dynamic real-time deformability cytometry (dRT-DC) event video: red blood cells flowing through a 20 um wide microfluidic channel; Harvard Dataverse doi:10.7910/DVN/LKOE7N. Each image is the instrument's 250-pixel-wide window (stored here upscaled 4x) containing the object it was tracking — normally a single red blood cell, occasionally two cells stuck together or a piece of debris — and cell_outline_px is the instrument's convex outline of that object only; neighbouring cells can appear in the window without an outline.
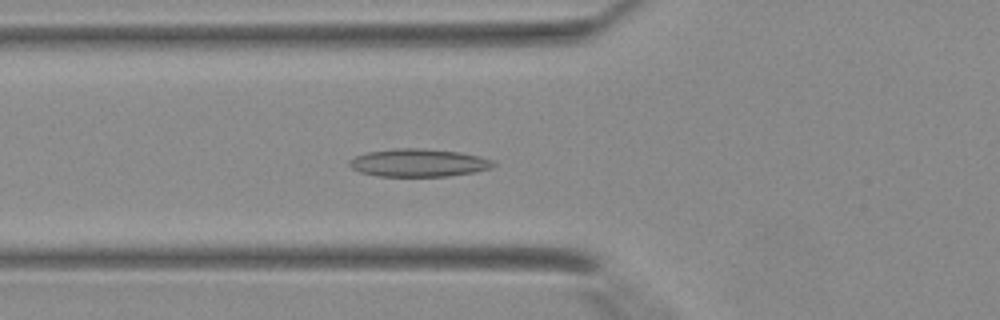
{"species": "Egyptian fruit bat (a non-hibernating species)", "species_latin": "Rousettus aegyptiacus", "temperature_condition": "warm", "stored_images_in_passage": 34, "camera_frame_rate_fps": 3000, "um_per_image_px": 0.085, "animal": {"sex": "female"}, "frame": {"image": 1, "passage_image": 8, "time_ms": 2.333, "image_size_px": [1000, 320], "cell_outline_px": [[496, 164], [492, 168], [472, 172], [448, 176], [376, 176], [360, 172], [352, 168], [348, 164], [348, 160], [356, 156], [368, 152], [396, 148], [424, 148], [460, 152], [480, 156], [492, 160]], "centroid_in_image_um": [35.57, 13.83], "position_along_channel_um": 90.2, "area_um2": 23.41}}
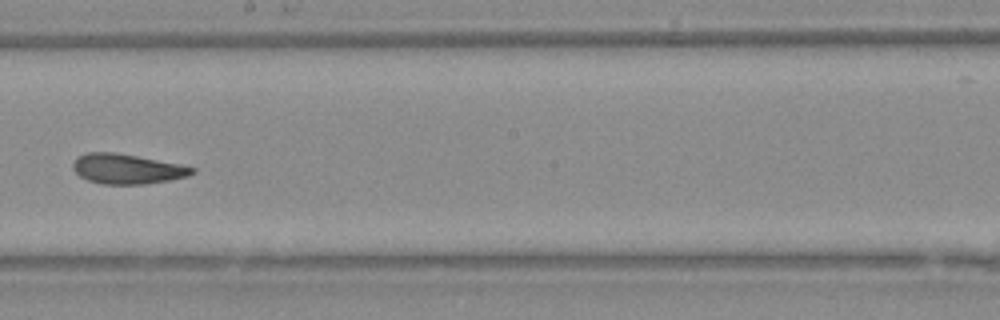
{"frame": {"image": 2, "passage_image": 17, "time_ms": 5.333, "image_size_px": [1000, 320], "cell_outline_px": [[196, 172], [188, 176], [168, 180], [144, 184], [100, 184], [88, 180], [80, 176], [72, 168], [72, 164], [80, 156], [88, 152], [116, 152], [180, 164], [196, 168]], "centroid_in_image_um": [10.82, 14.36], "position_along_channel_um": 237.4, "area_um2": 20.69}}
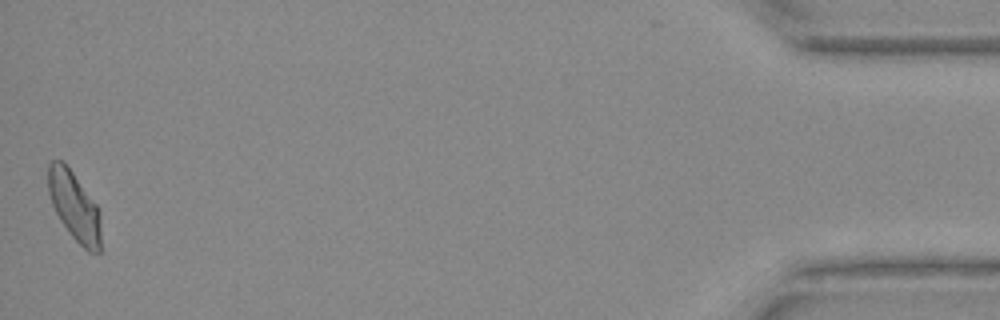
{"frame": {"image": 3, "passage_image": 34, "time_ms": 11.0, "image_size_px": [1000, 320], "cell_outline_px": [[100, 252], [88, 252], [72, 236], [60, 220], [52, 204], [48, 192], [48, 164], [52, 160], [60, 160], [72, 172], [96, 204], [100, 212]], "centroid_in_image_um": [6.32, 17.54], "position_along_channel_um": 428.9, "area_um2": 20.87}}